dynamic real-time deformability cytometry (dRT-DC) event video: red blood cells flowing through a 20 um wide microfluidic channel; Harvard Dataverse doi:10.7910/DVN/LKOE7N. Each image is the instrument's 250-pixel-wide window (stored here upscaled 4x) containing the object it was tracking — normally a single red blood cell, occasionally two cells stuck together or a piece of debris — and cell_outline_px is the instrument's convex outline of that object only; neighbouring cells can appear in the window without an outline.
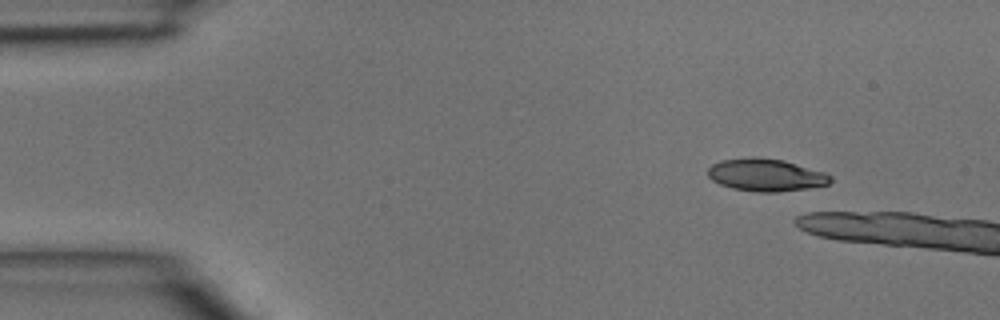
{"species": "common noctule bat (a hibernating species)", "species_latin": "Nyctalus noctula", "temperature_condition": "room temperature", "stored_images_in_passage": 2, "camera_frame_rate_fps": 3000, "um_per_image_px": 0.085, "animal": {"sex": "male", "body_mass_g": 15.6}, "frame": {"image": 1, "passage_image": 1, "time_ms": 0.0, "image_size_px": [1000, 320], "cell_outline_px": [[832, 180], [828, 184], [808, 188], [780, 192], [756, 192], [732, 188], [720, 184], [712, 180], [708, 176], [708, 168], [712, 164], [720, 160], [752, 156], [756, 156], [784, 160], [824, 172], [832, 176]], "centroid_in_image_um": [65.09, 14.86], "position_along_channel_um": 19.9, "area_um2": 23.41}}